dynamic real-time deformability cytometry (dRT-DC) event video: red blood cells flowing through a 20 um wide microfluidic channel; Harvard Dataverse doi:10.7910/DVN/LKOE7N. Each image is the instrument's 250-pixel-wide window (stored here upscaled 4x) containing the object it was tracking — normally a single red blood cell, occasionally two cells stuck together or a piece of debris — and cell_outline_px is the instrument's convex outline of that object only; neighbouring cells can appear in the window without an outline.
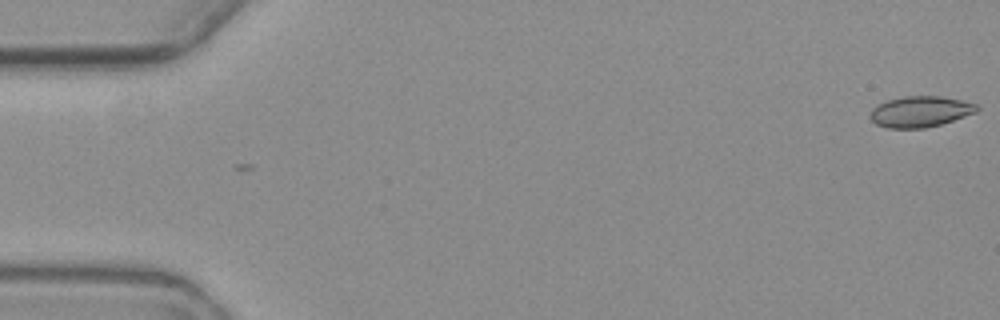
{"species": "common noctule bat (a hibernating species)", "species_latin": "Nyctalus noctula", "temperature_condition": "warm", "stored_images_in_passage": 6, "camera_frame_rate_fps": 3000, "um_per_image_px": 0.085, "animal": {"sex": "female", "body_mass_g": 19.3, "forearm_length_mm": 54.1}, "frame": {"image": 1, "passage_image": 1, "time_ms": 0.0, "image_size_px": [1000, 320], "cell_outline_px": [[980, 108], [976, 112], [940, 124], [924, 128], [888, 128], [876, 124], [868, 116], [872, 108], [876, 104], [888, 100], [904, 96], [940, 96], [960, 100], [976, 104]], "centroid_in_image_um": [78.17, 9.48], "position_along_channel_um": 6.8, "area_um2": 19.13}}
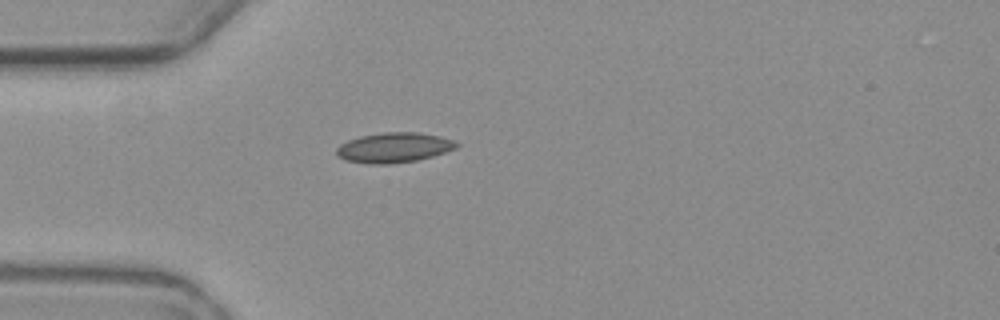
{"frame": {"image": 2, "passage_image": 5, "time_ms": 5.333, "image_size_px": [1000, 320], "cell_outline_px": [[460, 144], [456, 148], [432, 156], [416, 160], [388, 164], [368, 164], [344, 160], [336, 156], [336, 148], [340, 144], [348, 140], [360, 136], [384, 132], [416, 132], [440, 136], [452, 140]], "centroid_in_image_um": [33.44, 12.55], "position_along_channel_um": 51.6, "area_um2": 20.98}}